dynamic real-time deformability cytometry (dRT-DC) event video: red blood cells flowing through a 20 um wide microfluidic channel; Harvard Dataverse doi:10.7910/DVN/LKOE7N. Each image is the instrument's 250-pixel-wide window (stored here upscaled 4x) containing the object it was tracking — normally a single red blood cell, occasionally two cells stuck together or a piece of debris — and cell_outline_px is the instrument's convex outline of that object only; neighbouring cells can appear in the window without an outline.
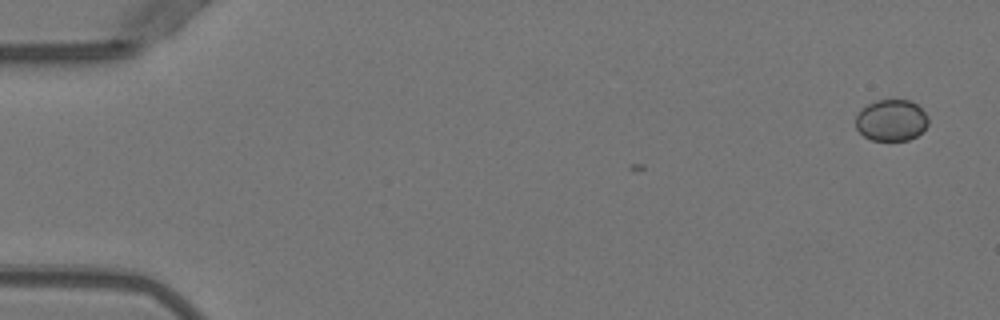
{"species": "Egyptian fruit bat (a non-hibernating species)", "species_latin": "Rousettus aegyptiacus", "temperature_condition": "warm", "stored_images_in_passage": 3, "camera_frame_rate_fps": 3000, "um_per_image_px": 0.085, "animal": {"sex": "female"}, "frame": {"image": 1, "passage_image": 3, "time_ms": 0.667, "image_size_px": [1000, 320], "cell_outline_px": [[928, 124], [916, 136], [908, 140], [872, 140], [864, 136], [856, 128], [856, 116], [860, 108], [876, 100], [908, 100], [916, 104], [928, 116]], "centroid_in_image_um": [75.74, 10.22], "position_along_channel_um": 9.3, "area_um2": 17.46}}